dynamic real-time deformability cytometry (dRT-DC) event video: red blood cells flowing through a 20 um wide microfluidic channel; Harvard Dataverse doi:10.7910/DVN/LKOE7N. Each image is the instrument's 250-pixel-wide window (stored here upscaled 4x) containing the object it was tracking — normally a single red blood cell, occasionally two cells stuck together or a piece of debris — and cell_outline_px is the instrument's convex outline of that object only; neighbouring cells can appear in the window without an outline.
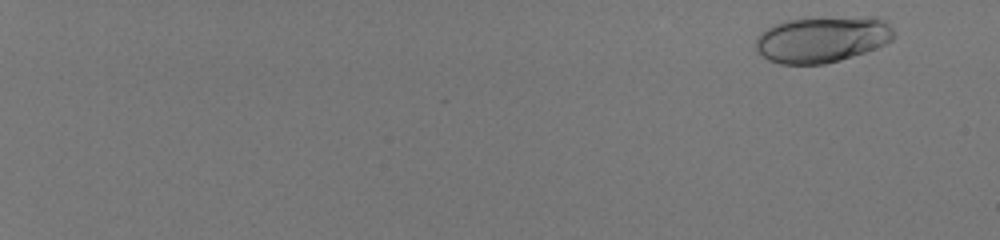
{"species": "human", "species_latin": "Homo sapiens", "temperature_condition": "room temperature", "stored_images_in_passage": 58, "camera_frame_rate_fps": 3000, "um_per_image_px": 0.085, "donor": {"sex": "male"}, "frame": {"image": 1, "passage_image": 4, "time_ms": 1.0, "image_size_px": [1000, 240], "cell_outline_px": [[896, 36], [892, 40], [876, 48], [840, 60], [824, 64], [780, 64], [768, 60], [756, 48], [756, 36], [760, 32], [776, 24], [788, 20], [868, 16], [880, 16], [892, 28]], "centroid_in_image_um": [69.92, 3.34], "position_along_channel_um": 15.1, "area_um2": 37.05}}
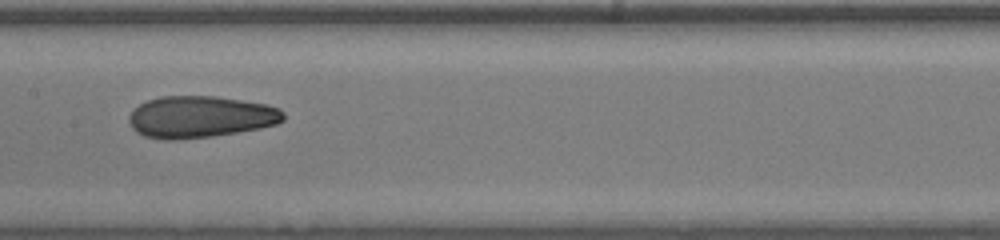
{"frame": {"image": 2, "passage_image": 36, "time_ms": 11.667, "image_size_px": [1000, 240], "cell_outline_px": [[284, 120], [276, 124], [260, 128], [212, 136], [172, 140], [164, 140], [144, 136], [136, 132], [132, 128], [128, 120], [128, 116], [132, 108], [148, 100], [160, 96], [216, 96], [264, 104], [280, 108], [284, 112]], "centroid_in_image_um": [16.99, 9.93], "position_along_channel_um": 190.4, "area_um2": 37.69}}
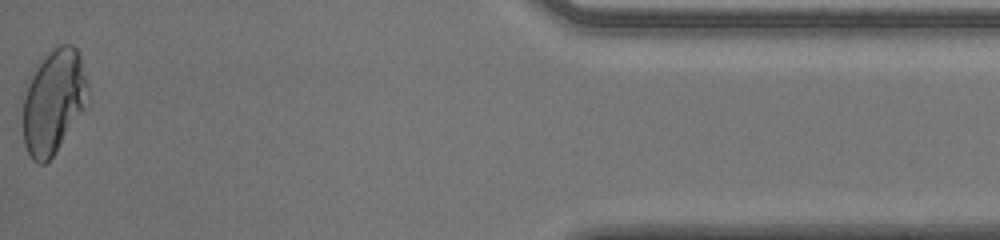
{"frame": {"image": 3, "passage_image": 58, "time_ms": 19.0, "image_size_px": [1000, 240], "cell_outline_px": [[88, 88], [80, 112], [52, 156], [44, 164], [40, 164], [32, 160], [24, 144], [24, 96], [28, 84], [40, 56], [52, 48], [60, 44], [72, 44], [80, 52], [88, 84]], "centroid_in_image_um": [4.52, 8.53], "position_along_channel_um": 430.7, "area_um2": 38.67}, "authors_computed_cell_mechanics": {"area_um2": 36.9631, "velocity_mm_per_s": 4.0172, "shape_relaxation_time_tau1_ms": 8.7407, "shape_relaxation_time_tau2_ms": 1.1201, "deformation_change_tau1": 0.25, "deformation_change_tau2": 0.0697}}